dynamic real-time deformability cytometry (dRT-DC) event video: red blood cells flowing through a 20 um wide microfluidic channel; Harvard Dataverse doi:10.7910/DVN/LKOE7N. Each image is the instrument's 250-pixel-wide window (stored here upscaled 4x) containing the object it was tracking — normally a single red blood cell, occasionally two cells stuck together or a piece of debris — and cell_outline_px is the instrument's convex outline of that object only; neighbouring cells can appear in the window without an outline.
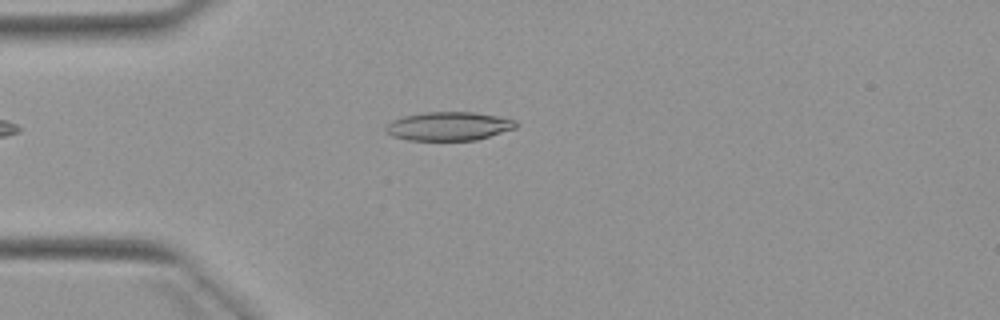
{"species": "Egyptian fruit bat (a non-hibernating species)", "species_latin": "Rousettus aegyptiacus", "temperature_condition": "warm", "stored_images_in_passage": 3, "camera_frame_rate_fps": 3000, "um_per_image_px": 0.085, "animal": {"sex": "female"}, "frame": {"image": 1, "passage_image": 2, "time_ms": 1.333, "image_size_px": [1000, 320], "cell_outline_px": [[516, 128], [476, 140], [408, 140], [392, 136], [384, 128], [392, 120], [404, 116], [424, 112], [476, 112], [516, 120]], "centroid_in_image_um": [38.14, 10.72], "position_along_channel_um": 46.9, "area_um2": 21.62}}